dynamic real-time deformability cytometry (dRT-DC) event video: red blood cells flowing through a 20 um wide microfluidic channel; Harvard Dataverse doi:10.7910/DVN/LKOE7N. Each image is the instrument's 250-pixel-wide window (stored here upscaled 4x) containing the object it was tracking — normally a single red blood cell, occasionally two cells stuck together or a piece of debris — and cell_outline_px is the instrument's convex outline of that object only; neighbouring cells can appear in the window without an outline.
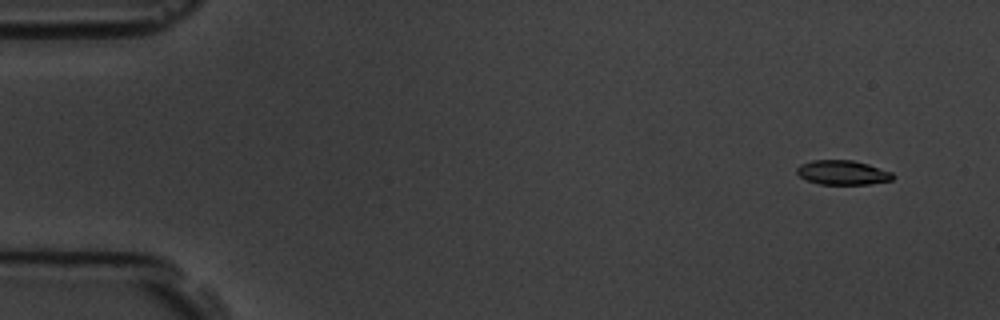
{"species": "common noctule bat (a hibernating species)", "species_latin": "Nyctalus noctula", "temperature_condition": "room temperature", "stored_images_in_passage": 8, "camera_frame_rate_fps": 3000, "um_per_image_px": 0.085, "animal": {"sex": "male", "body_mass_g": 19.5, "forearm_length_mm": 54.6}, "frame": {"image": 1, "passage_image": 1, "time_ms": 0.0, "image_size_px": [1000, 320], "cell_outline_px": [[896, 176], [892, 180], [868, 184], [820, 184], [808, 180], [800, 176], [796, 172], [796, 168], [800, 164], [812, 160], [852, 160], [868, 164], [892, 172]], "centroid_in_image_um": [71.63, 14.66], "position_along_channel_um": 13.4, "area_um2": 13.64}}
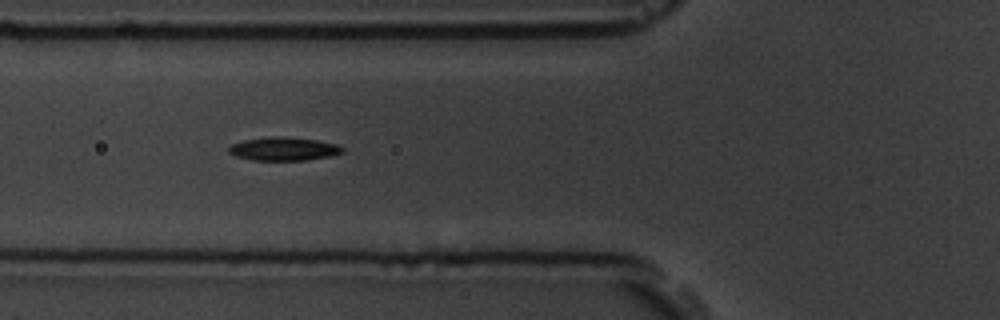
{"frame": {"image": 2, "passage_image": 6, "time_ms": 5.667, "image_size_px": [1000, 320], "cell_outline_px": [[344, 152], [328, 156], [308, 160], [252, 160], [236, 156], [228, 152], [228, 148], [232, 144], [244, 140], [272, 136], [280, 136], [316, 140], [336, 144], [344, 148]], "centroid_in_image_um": [24.1, 12.65], "position_along_channel_um": 101.7, "area_um2": 15.37}}
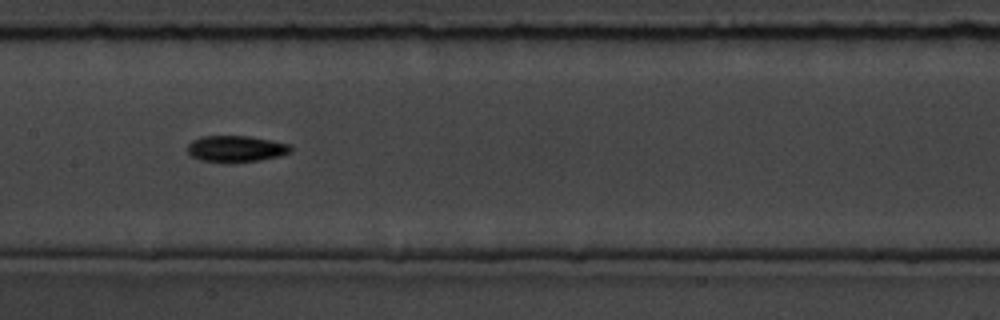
{"frame": {"image": 3, "passage_image": 8, "time_ms": 8.0, "image_size_px": [1000, 320], "cell_outline_px": [[292, 152], [280, 156], [260, 160], [228, 164], [200, 160], [192, 156], [188, 152], [188, 144], [192, 140], [200, 136], [248, 136], [272, 140], [292, 144]], "centroid_in_image_um": [20.08, 12.66], "position_along_channel_um": 187.3, "area_um2": 16.3}}